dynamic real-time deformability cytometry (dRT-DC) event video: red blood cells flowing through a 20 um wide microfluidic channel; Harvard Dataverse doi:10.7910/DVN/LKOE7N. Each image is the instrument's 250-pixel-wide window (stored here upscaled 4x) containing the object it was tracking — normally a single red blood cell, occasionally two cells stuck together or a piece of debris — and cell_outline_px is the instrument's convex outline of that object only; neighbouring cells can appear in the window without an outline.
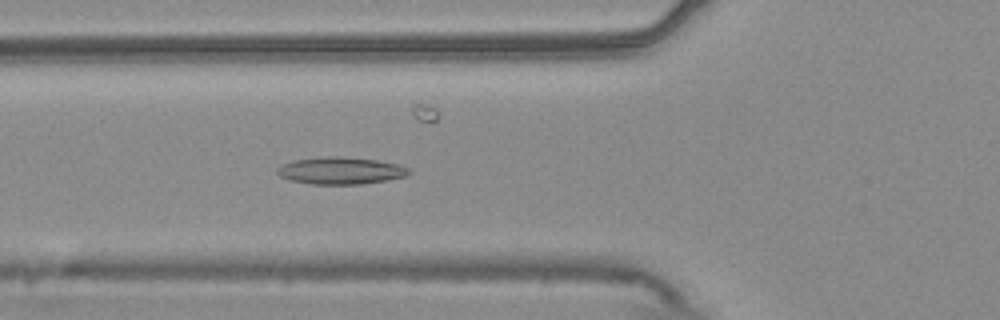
{"species": "common noctule bat (a hibernating species)", "species_latin": "Nyctalus noctula", "temperature_condition": "warm", "stored_images_in_passage": 55, "camera_frame_rate_fps": 3000, "um_per_image_px": 0.085, "animal": {"sex": "male", "body_mass_g": 20.4}, "frame": {"image": 1, "passage_image": 20, "time_ms": 6.333, "image_size_px": [1000, 320], "cell_outline_px": [[412, 172], [404, 176], [388, 180], [360, 184], [312, 184], [292, 180], [280, 176], [276, 172], [276, 168], [280, 164], [292, 160], [328, 156], [340, 156], [376, 160], [400, 164], [408, 168]], "centroid_in_image_um": [28.94, 14.49], "position_along_channel_um": 96.9, "area_um2": 20.87}}
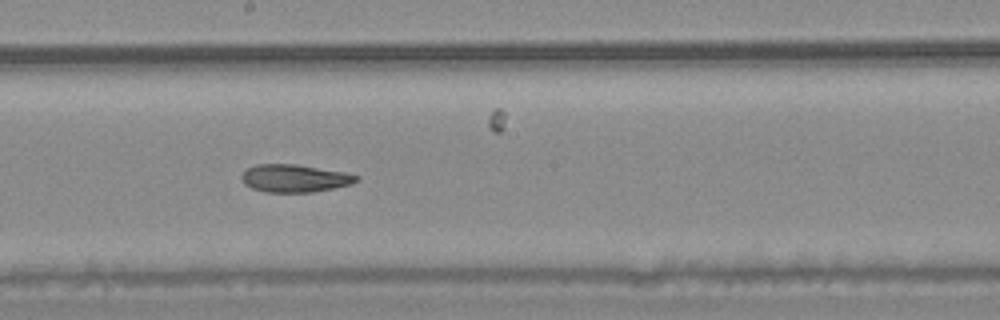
{"frame": {"image": 2, "passage_image": 30, "time_ms": 9.667, "image_size_px": [1000, 320], "cell_outline_px": [[360, 180], [352, 184], [312, 192], [264, 192], [252, 188], [244, 184], [240, 180], [240, 176], [248, 168], [256, 164], [296, 164], [344, 172], [360, 176]], "centroid_in_image_um": [25.03, 15.15], "position_along_channel_um": 223.2, "area_um2": 18.61}}
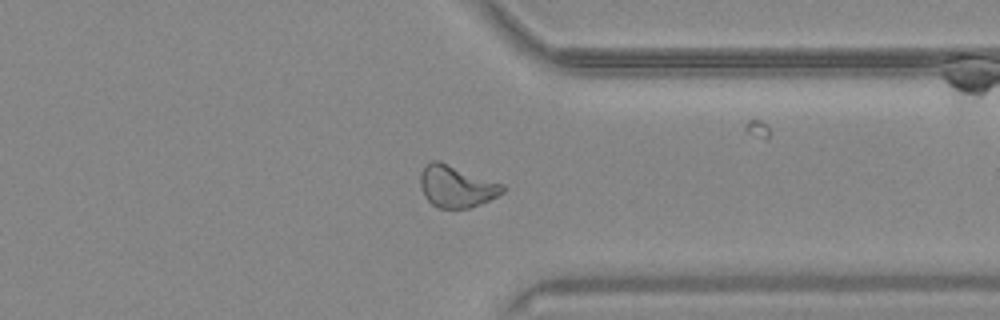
{"frame": {"image": 3, "passage_image": 42, "time_ms": 13.667, "image_size_px": [1000, 320], "cell_outline_px": [[508, 188], [504, 192], [480, 204], [468, 208], [440, 208], [432, 204], [424, 196], [420, 188], [420, 172], [424, 164], [432, 160], [440, 160], [504, 184]], "centroid_in_image_um": [38.78, 15.81], "position_along_channel_um": 372.6, "area_um2": 20.4}, "authors_computed_cell_mechanics": {"area_um2": 20.7502, "velocity_mm_per_s": 3.7812, "shape_relaxation_time_tau1_ms": null, "shape_relaxation_time_tau2_ms": 5.0866, "deformation_change_tau1": null, "deformation_change_tau2": 0.1223}}